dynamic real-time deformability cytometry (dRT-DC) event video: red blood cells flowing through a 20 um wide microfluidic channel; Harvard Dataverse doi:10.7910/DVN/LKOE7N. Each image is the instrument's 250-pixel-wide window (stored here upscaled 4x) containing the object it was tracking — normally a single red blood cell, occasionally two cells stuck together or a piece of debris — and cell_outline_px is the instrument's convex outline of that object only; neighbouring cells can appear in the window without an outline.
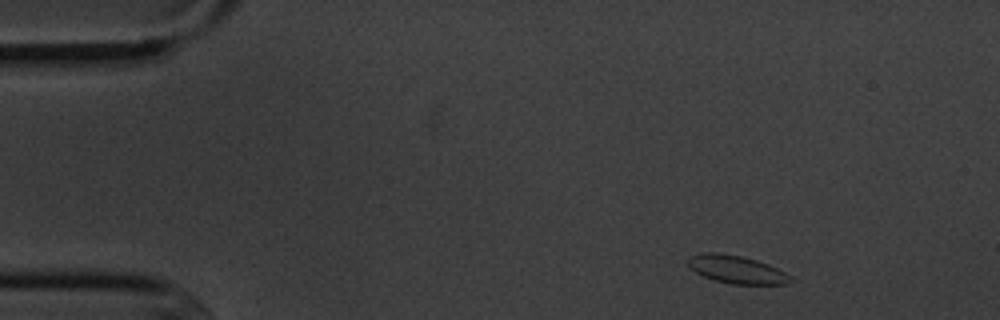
{"species": "common noctule bat (a hibernating species)", "species_latin": "Nyctalus noctula", "temperature_condition": "cold", "stored_images_in_passage": 4, "segment_of_instrument_passage": [1, 2], "camera_frame_rate_fps": 3000, "um_per_image_px": 0.085, "animal": {"sex": "male", "body_mass_g": 20.1, "forearm_length_mm": 53.5}, "frame": {"image": 1, "passage_image": 1, "time_ms": 0.0, "image_size_px": [1000, 320], "cell_outline_px": [[792, 280], [788, 284], [732, 284], [716, 280], [704, 276], [696, 272], [688, 264], [688, 256], [700, 252], [716, 252], [740, 256], [756, 260], [768, 264], [792, 276]], "centroid_in_image_um": [62.6, 22.89], "position_along_channel_um": 22.4, "area_um2": 16.53}}